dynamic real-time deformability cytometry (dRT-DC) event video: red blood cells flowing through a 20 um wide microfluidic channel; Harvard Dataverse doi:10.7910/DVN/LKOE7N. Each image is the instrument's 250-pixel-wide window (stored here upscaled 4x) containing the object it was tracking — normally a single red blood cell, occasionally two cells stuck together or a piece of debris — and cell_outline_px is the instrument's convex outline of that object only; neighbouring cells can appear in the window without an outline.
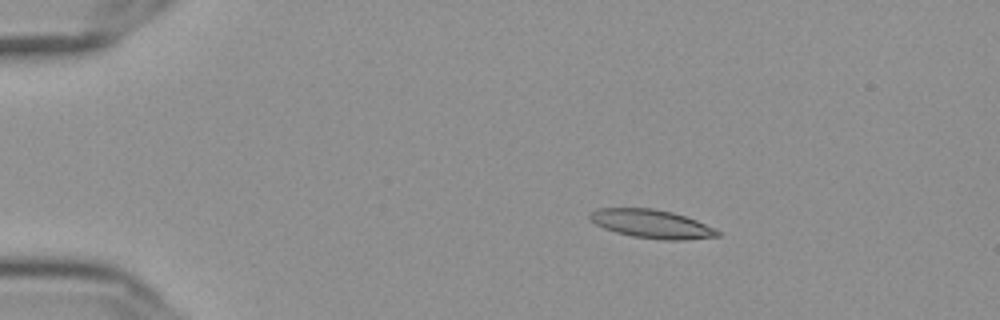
{"species": "Egyptian fruit bat (a non-hibernating species)", "species_latin": "Rousettus aegyptiacus", "temperature_condition": "cold", "stored_images_in_passage": 47, "camera_frame_rate_fps": 3000, "um_per_image_px": 0.085, "frame": {"image": 1, "passage_image": 1, "time_ms": 0.0, "image_size_px": [1000, 320], "cell_outline_px": [[720, 236], [684, 240], [664, 240], [632, 236], [616, 232], [604, 228], [596, 224], [588, 216], [596, 208], [652, 208], [672, 212], [696, 220], [720, 232]], "centroid_in_image_um": [55.38, 19.03], "position_along_channel_um": 29.6, "area_um2": 20.98}}
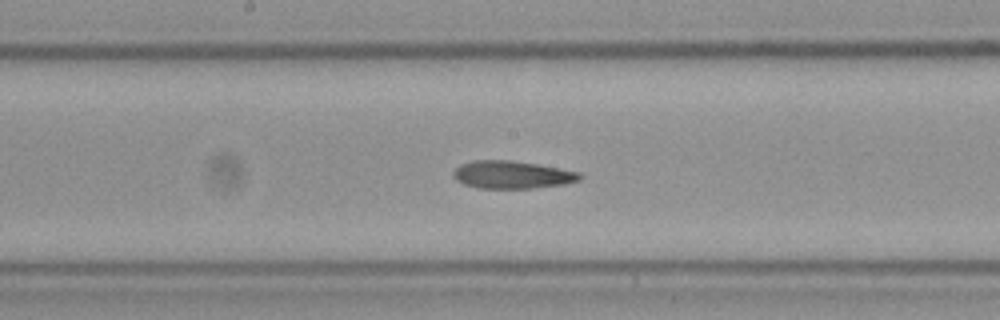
{"frame": {"image": 2, "passage_image": 21, "time_ms": 6.667, "image_size_px": [1000, 320], "cell_outline_px": [[584, 176], [580, 180], [564, 184], [532, 188], [476, 188], [464, 184], [456, 180], [452, 176], [452, 172], [460, 164], [472, 160], [512, 160], [536, 164], [580, 172]], "centroid_in_image_um": [43.5, 14.85], "position_along_channel_um": 204.7, "area_um2": 20.52}}
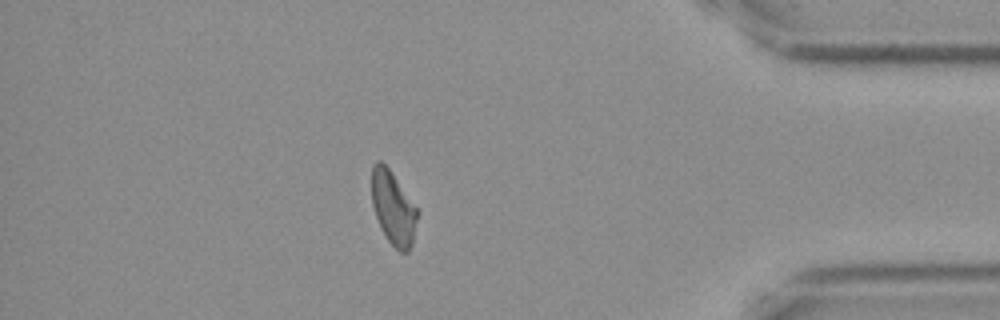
{"frame": {"image": 3, "passage_image": 40, "time_ms": 13.0, "image_size_px": [1000, 320], "cell_outline_px": [[416, 220], [412, 244], [408, 252], [400, 252], [388, 240], [376, 216], [372, 204], [372, 164], [376, 160], [380, 160], [388, 168], [416, 208]], "centroid_in_image_um": [33.39, 17.67], "position_along_channel_um": 401.8, "area_um2": 18.79}, "authors_computed_cell_mechanics": {"area_um2": 20.519, "velocity_mm_per_s": 3.6408, "shape_relaxation_time_tau1_ms": 7.8361, "shape_relaxation_time_tau2_ms": 6.1829, "deformation_change_tau1": 0.2044, "deformation_change_tau2": 0.1329}}